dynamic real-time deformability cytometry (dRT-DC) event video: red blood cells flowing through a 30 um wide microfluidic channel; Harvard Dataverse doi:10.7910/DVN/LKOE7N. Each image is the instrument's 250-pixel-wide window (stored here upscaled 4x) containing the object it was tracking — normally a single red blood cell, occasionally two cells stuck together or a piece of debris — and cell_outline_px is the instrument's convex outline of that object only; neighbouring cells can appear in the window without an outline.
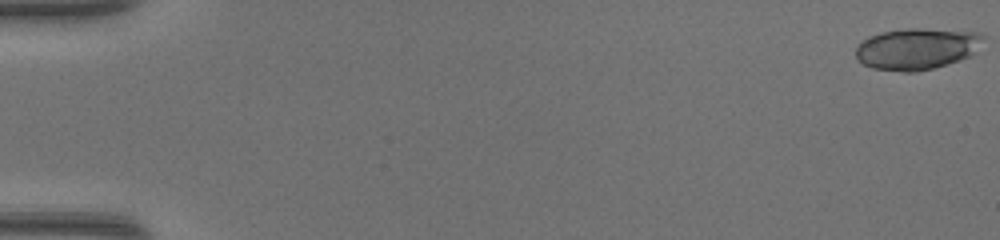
{"species": "common noctule bat (a hibernating species)", "species_latin": "Nyctalus noctula", "temperature_condition": "warm", "stored_images_in_passage": 49, "camera_frame_rate_fps": 3000, "um_per_image_px": 0.085, "animal": {"sex": "female", "body_mass_g": 17.0, "forearm_length_mm": 48.0}, "frame": {"image": 1, "passage_image": 1, "time_ms": 0.0, "image_size_px": [1000, 240], "cell_outline_px": [[984, 36], [976, 52], [960, 60], [932, 68], [916, 72], [904, 72], [872, 68], [864, 64], [856, 56], [856, 48], [864, 40], [880, 32], [908, 28], [920, 28], [980, 32]], "centroid_in_image_um": [77.95, 4.14], "position_along_channel_um": 7.0, "area_um2": 30.58}}
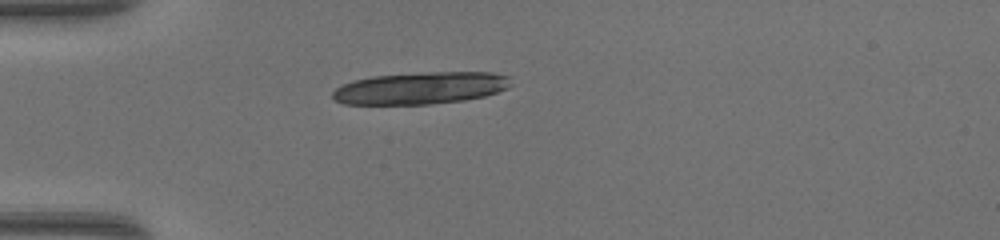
{"frame": {"image": 2, "passage_image": 15, "time_ms": 4.667, "image_size_px": [1000, 240], "cell_outline_px": [[512, 84], [508, 88], [484, 96], [464, 100], [432, 104], [344, 104], [336, 100], [332, 96], [332, 92], [336, 88], [352, 80], [372, 76], [428, 72], [492, 72], [512, 76]], "centroid_in_image_um": [35.8, 7.48], "position_along_channel_um": 49.2, "area_um2": 33.52}}
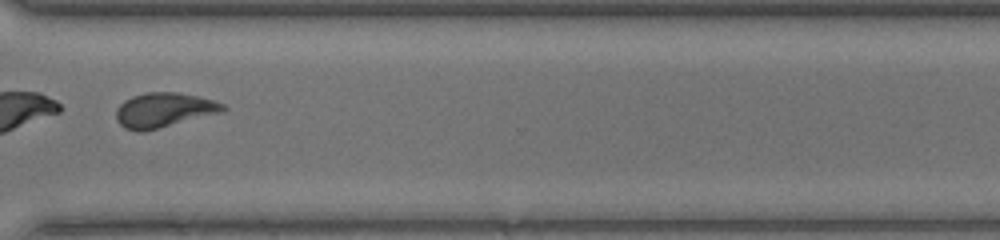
{"frame": {"image": 3, "passage_image": 38, "time_ms": 12.333, "image_size_px": [1000, 240], "cell_outline_px": [[228, 108], [224, 112], [144, 132], [136, 132], [124, 128], [116, 120], [116, 108], [124, 100], [132, 96], [144, 92], [180, 92], [212, 100], [224, 104]], "centroid_in_image_um": [13.92, 9.36], "position_along_channel_um": 356.7, "area_um2": 21.91}}